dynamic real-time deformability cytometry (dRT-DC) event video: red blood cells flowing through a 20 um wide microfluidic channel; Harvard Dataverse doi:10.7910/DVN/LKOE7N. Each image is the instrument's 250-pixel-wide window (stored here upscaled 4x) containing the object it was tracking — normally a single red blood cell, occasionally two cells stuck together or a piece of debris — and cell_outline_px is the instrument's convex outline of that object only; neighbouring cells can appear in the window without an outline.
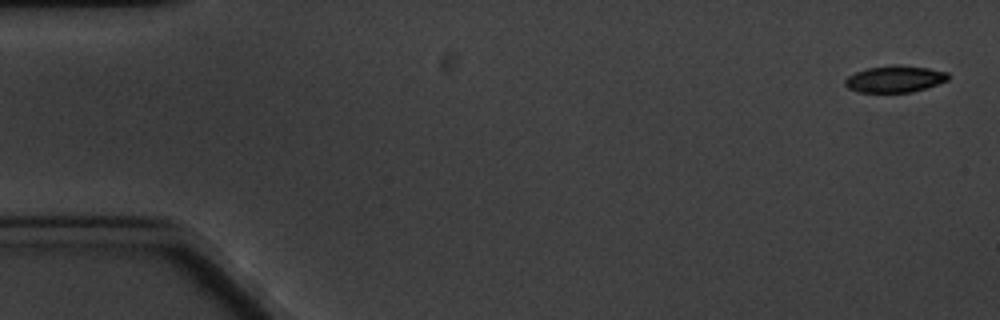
{"species": "common noctule bat (a hibernating species)", "species_latin": "Nyctalus noctula", "temperature_condition": "cold", "stored_images_in_passage": 8, "camera_frame_rate_fps": 3000, "um_per_image_px": 0.085, "animal": {"sex": "male", "body_mass_g": 20.1, "forearm_length_mm": 53.5}, "frame": {"image": 1, "passage_image": 1, "time_ms": 0.0, "image_size_px": [1000, 320], "cell_outline_px": [[948, 80], [912, 92], [860, 92], [848, 88], [844, 84], [844, 80], [848, 76], [856, 72], [868, 68], [892, 64], [900, 64], [928, 68], [948, 72]], "centroid_in_image_um": [76.04, 6.7], "position_along_channel_um": 9.0, "area_um2": 16.01}}
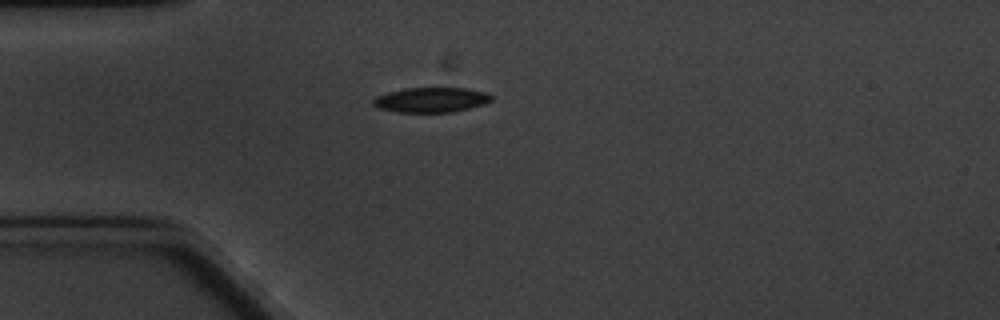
{"frame": {"image": 2, "passage_image": 5, "time_ms": 4.667, "image_size_px": [1000, 320], "cell_outline_px": [[492, 100], [484, 104], [452, 112], [400, 112], [376, 108], [372, 104], [372, 100], [376, 96], [388, 92], [408, 88], [468, 88], [488, 92], [492, 96]], "centroid_in_image_um": [36.65, 8.48], "position_along_channel_um": 48.4, "area_um2": 17.22}}
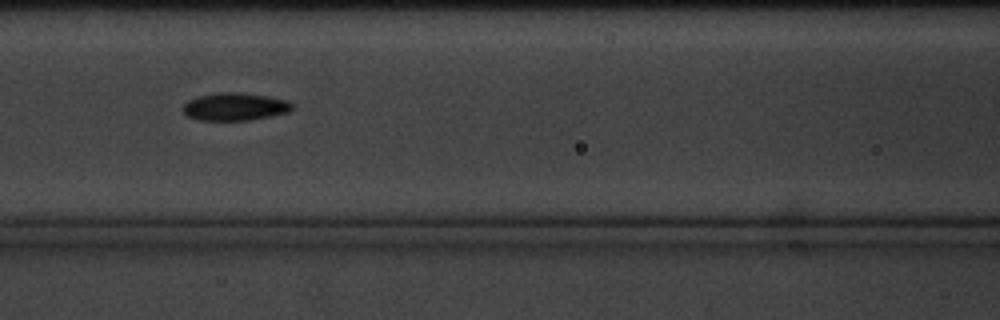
{"frame": {"image": 3, "passage_image": 8, "time_ms": 8.0, "image_size_px": [1000, 320], "cell_outline_px": [[292, 108], [288, 112], [248, 120], [200, 120], [188, 116], [184, 112], [184, 104], [188, 100], [200, 96], [220, 92], [240, 92], [268, 96], [288, 100], [292, 104]], "centroid_in_image_um": [19.98, 9.06], "position_along_channel_um": 146.6, "area_um2": 17.4}}